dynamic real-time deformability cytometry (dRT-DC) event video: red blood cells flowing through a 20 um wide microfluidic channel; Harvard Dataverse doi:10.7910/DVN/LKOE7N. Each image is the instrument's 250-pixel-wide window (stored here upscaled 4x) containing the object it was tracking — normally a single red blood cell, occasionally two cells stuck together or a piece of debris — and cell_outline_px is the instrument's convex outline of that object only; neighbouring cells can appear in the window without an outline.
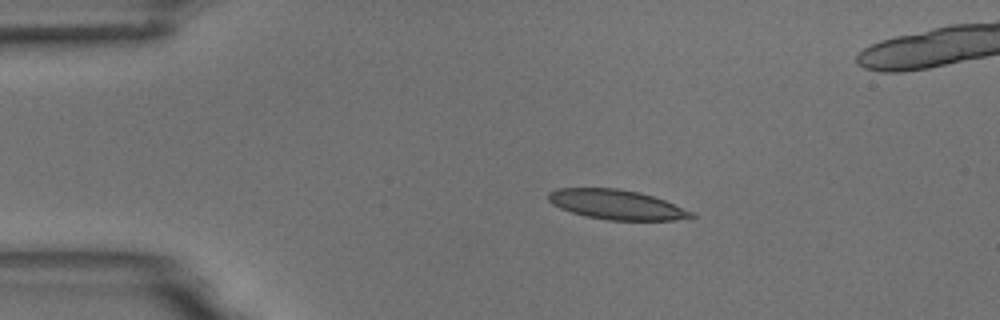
{"species": "common noctule bat (a hibernating species)", "species_latin": "Nyctalus noctula", "temperature_condition": "room temperature", "stored_images_in_passage": 5, "camera_frame_rate_fps": 3000, "um_per_image_px": 0.085, "animal": {"sex": "male", "body_mass_g": 18.8}, "frame": {"image": 1, "passage_image": 2, "time_ms": 1.333, "image_size_px": [1000, 320], "cell_outline_px": [[696, 216], [676, 220], [608, 220], [584, 216], [560, 208], [552, 204], [548, 200], [548, 192], [556, 188], [616, 188], [640, 192], [664, 200], [692, 212]], "centroid_in_image_um": [52.35, 17.39], "position_along_channel_um": 32.6, "area_um2": 24.62}}